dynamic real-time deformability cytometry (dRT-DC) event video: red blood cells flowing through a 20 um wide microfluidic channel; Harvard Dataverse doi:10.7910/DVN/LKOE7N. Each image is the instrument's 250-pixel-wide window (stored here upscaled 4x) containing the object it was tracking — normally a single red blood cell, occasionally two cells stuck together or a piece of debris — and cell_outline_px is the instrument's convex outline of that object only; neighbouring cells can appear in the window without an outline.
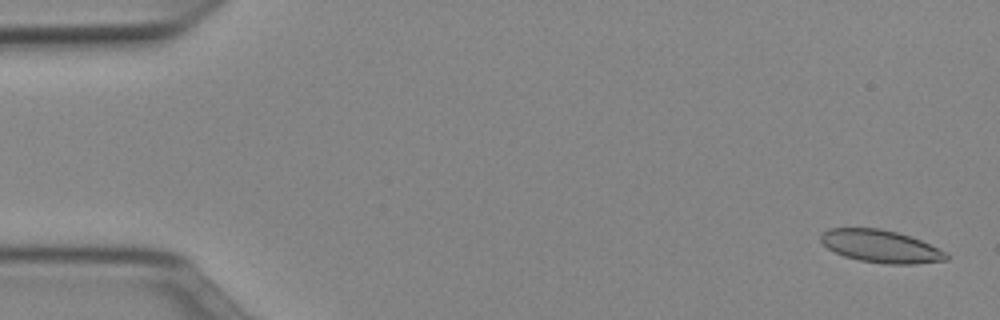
{"species": "Egyptian fruit bat (a non-hibernating species)", "species_latin": "Rousettus aegyptiacus", "temperature_condition": "cold", "stored_images_in_passage": 51, "camera_frame_rate_fps": 3000, "um_per_image_px": 0.085, "animal": {"sex": "female"}, "frame": {"image": 1, "passage_image": 2, "time_ms": 0.333, "image_size_px": [1000, 320], "cell_outline_px": [[948, 260], [916, 264], [884, 264], [860, 260], [844, 256], [828, 248], [820, 240], [820, 236], [828, 228], [880, 228], [896, 232], [920, 240], [948, 252]], "centroid_in_image_um": [74.89, 20.94], "position_along_channel_um": 10.1, "area_um2": 23.76}}
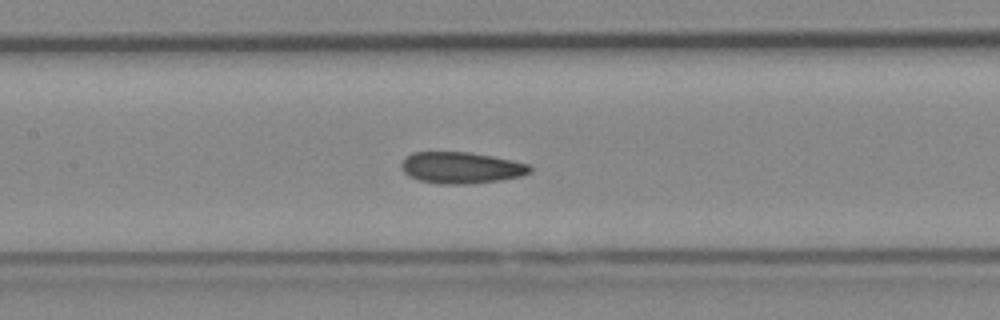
{"frame": {"image": 2, "passage_image": 24, "time_ms": 7.667, "image_size_px": [1000, 320], "cell_outline_px": [[532, 172], [524, 176], [500, 180], [468, 184], [440, 184], [420, 180], [408, 176], [400, 168], [400, 164], [412, 152], [472, 152], [512, 160], [528, 164], [532, 168]], "centroid_in_image_um": [39.22, 14.26], "position_along_channel_um": 168.2, "area_um2": 23.7}}
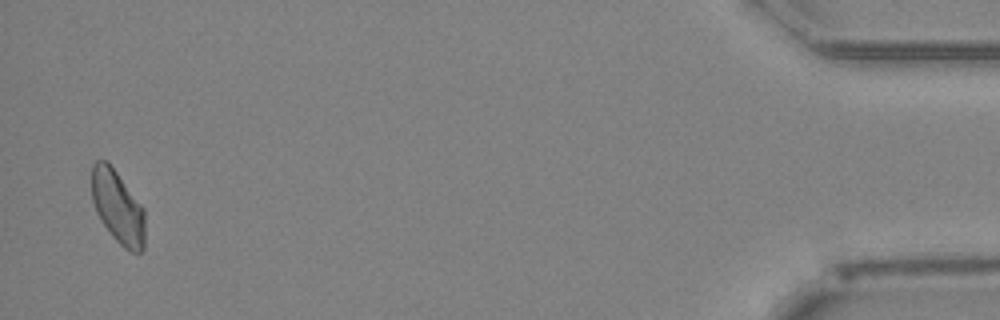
{"frame": {"image": 3, "passage_image": 50, "time_ms": 16.333, "image_size_px": [1000, 320], "cell_outline_px": [[144, 248], [140, 252], [132, 252], [124, 248], [112, 236], [96, 212], [92, 200], [92, 164], [96, 160], [104, 160], [116, 172], [144, 208]], "centroid_in_image_um": [10.01, 17.62], "position_along_channel_um": 425.2, "area_um2": 22.31}, "authors_computed_cell_mechanics": {"area_um2": 23.4668, "velocity_mm_per_s": 3.9575, "shape_relaxation_time_tau1_ms": null, "shape_relaxation_time_tau2_ms": 3.8826, "deformation_change_tau1": null, "deformation_change_tau2": 0.0917}}